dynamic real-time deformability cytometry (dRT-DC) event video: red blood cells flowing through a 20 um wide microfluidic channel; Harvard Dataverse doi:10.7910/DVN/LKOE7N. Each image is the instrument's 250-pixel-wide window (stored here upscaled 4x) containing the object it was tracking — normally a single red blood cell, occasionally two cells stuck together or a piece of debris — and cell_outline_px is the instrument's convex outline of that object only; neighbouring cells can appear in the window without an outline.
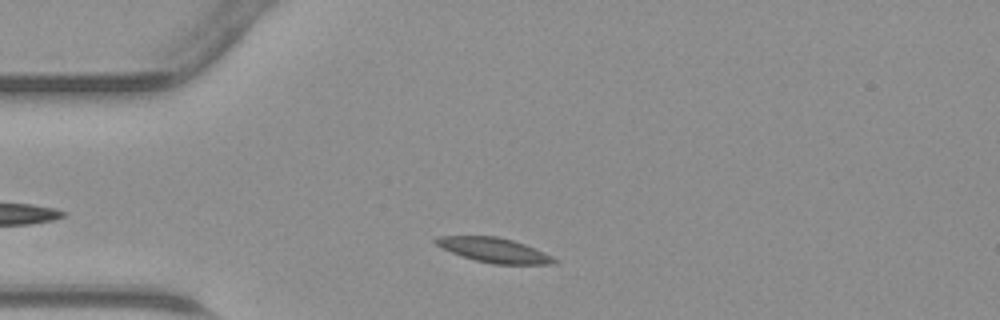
{"species": "common noctule bat (a hibernating species)", "species_latin": "Nyctalus noctula", "temperature_condition": "warm", "stored_images_in_passage": 34, "camera_frame_rate_fps": 3000, "um_per_image_px": 0.085, "animal": {"sex": "male", "body_mass_g": 23.1, "forearm_length_mm": 52.7}, "frame": {"image": 1, "passage_image": 4, "time_ms": 1.0, "image_size_px": [1000, 320], "cell_outline_px": [[560, 260], [556, 264], [492, 264], [476, 260], [452, 252], [436, 244], [432, 240], [436, 236], [496, 236], [512, 240], [536, 248]], "centroid_in_image_um": [42.04, 21.26], "position_along_channel_um": 43.0, "area_um2": 16.94}}
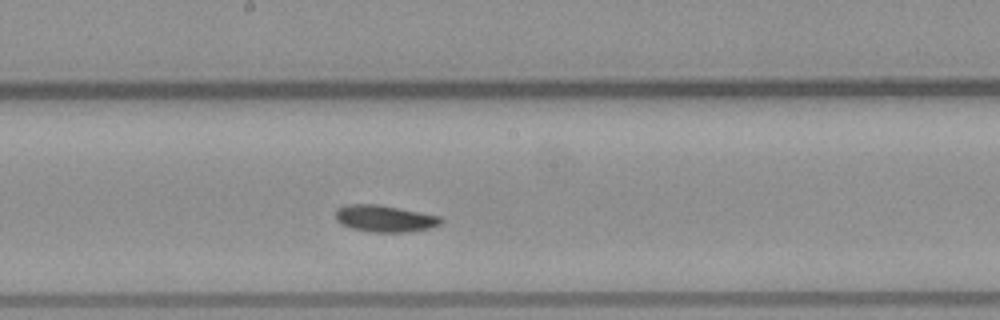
{"frame": {"image": 2, "passage_image": 17, "time_ms": 5.333, "image_size_px": [1000, 320], "cell_outline_px": [[444, 220], [440, 224], [432, 228], [412, 232], [372, 232], [352, 228], [340, 224], [336, 220], [336, 208], [344, 204], [380, 204], [440, 216]], "centroid_in_image_um": [32.71, 18.57], "position_along_channel_um": 215.5, "area_um2": 16.7}}
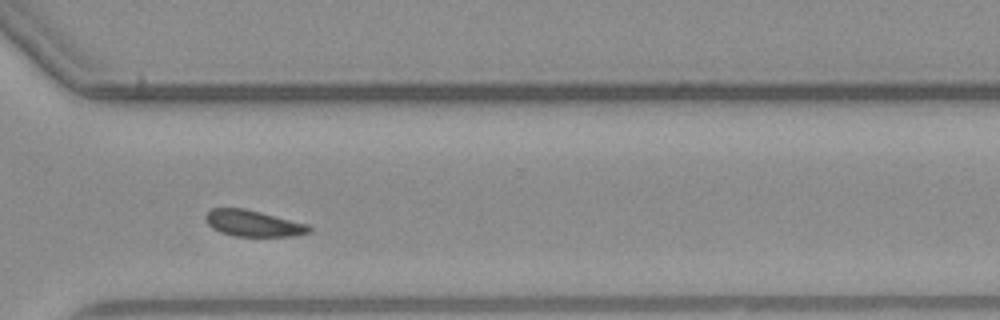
{"frame": {"image": 3, "passage_image": 26, "time_ms": 8.333, "image_size_px": [1000, 320], "cell_outline_px": [[312, 232], [292, 236], [236, 236], [220, 232], [212, 228], [208, 224], [204, 216], [212, 208], [244, 208], [308, 224], [312, 228]], "centroid_in_image_um": [21.53, 18.99], "position_along_channel_um": 349.1, "area_um2": 15.78}}